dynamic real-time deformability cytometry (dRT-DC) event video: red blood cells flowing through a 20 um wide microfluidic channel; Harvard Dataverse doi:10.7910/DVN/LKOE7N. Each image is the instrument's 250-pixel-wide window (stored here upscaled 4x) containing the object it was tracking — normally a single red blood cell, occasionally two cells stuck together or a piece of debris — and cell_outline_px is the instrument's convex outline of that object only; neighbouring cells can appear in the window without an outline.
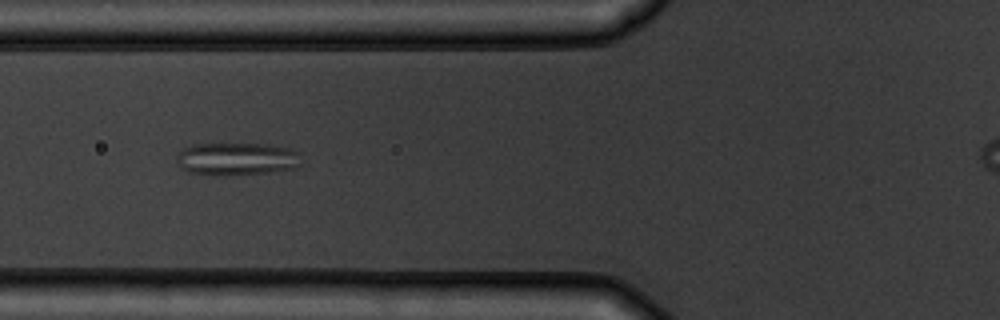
{"species": "common noctule bat (a hibernating species)", "species_latin": "Nyctalus noctula", "temperature_condition": "warm", "stored_images_in_passage": 7, "camera_frame_rate_fps": 3000, "um_per_image_px": 0.085, "animal": {"sex": "male", "body_mass_g": 19.5, "forearm_length_mm": 54.6}, "frame": {"image": 1, "passage_image": 5, "time_ms": 5.0, "image_size_px": [1000, 320], "cell_outline_px": [[300, 164], [296, 168], [268, 172], [224, 176], [212, 176], [188, 172], [180, 168], [176, 160], [176, 156], [184, 148], [192, 144], [264, 144], [292, 148], [300, 152]], "centroid_in_image_um": [20.11, 13.52], "position_along_channel_um": 105.7, "area_um2": 24.16}}
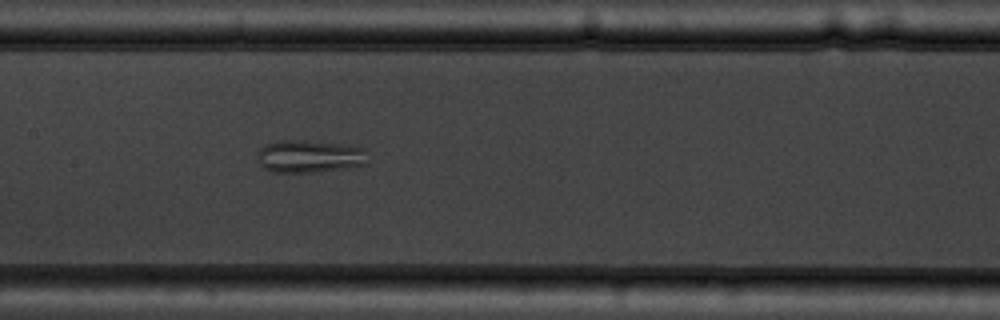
{"frame": {"image": 2, "passage_image": 7, "time_ms": 7.0, "image_size_px": [1000, 320], "cell_outline_px": [[368, 164], [344, 168], [312, 172], [272, 172], [264, 168], [260, 164], [256, 156], [256, 152], [260, 148], [276, 140], [304, 140], [340, 144], [364, 148]], "centroid_in_image_um": [26.26, 13.29], "position_along_channel_um": 181.1, "area_um2": 20.98}}